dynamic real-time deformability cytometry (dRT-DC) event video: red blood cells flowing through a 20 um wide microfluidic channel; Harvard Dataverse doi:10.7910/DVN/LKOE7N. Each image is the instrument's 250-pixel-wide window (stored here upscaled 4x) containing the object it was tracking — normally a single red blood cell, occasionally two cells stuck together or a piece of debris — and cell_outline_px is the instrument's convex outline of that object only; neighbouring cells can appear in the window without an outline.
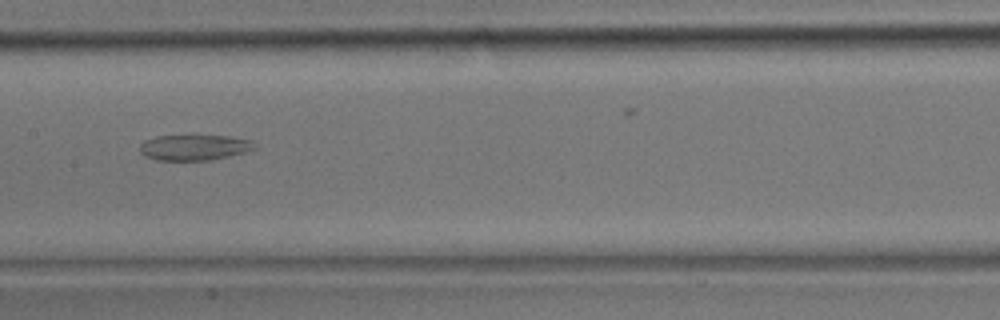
{"species": "common noctule bat (a hibernating species)", "species_latin": "Nyctalus noctula", "temperature_condition": "room temperature", "stored_images_in_passage": 41, "camera_frame_rate_fps": 3000, "um_per_image_px": 0.085, "animal": {"sex": "male", "body_mass_g": 17.9}, "frame": {"image": 1, "passage_image": 20, "time_ms": 6.333, "image_size_px": [1000, 320], "cell_outline_px": [[256, 148], [244, 152], [212, 160], [156, 160], [144, 156], [140, 152], [140, 144], [144, 140], [156, 136], [228, 136], [252, 140], [256, 144]], "centroid_in_image_um": [16.5, 12.53], "position_along_channel_um": 190.9, "area_um2": 17.11}}
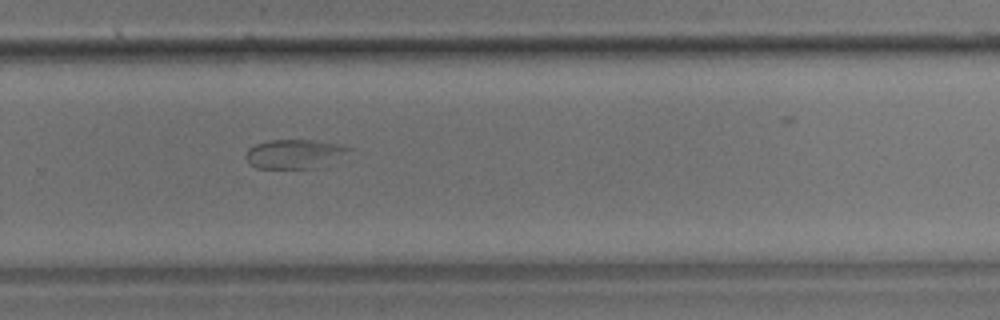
{"frame": {"image": 2, "passage_image": 27, "time_ms": 8.667, "image_size_px": [1000, 320], "cell_outline_px": [[356, 148], [316, 168], [256, 168], [244, 156], [244, 152], [248, 148], [256, 144], [268, 140], [312, 140], [340, 144]], "centroid_in_image_um": [24.99, 13.06], "position_along_channel_um": 304.8, "area_um2": 17.34}}
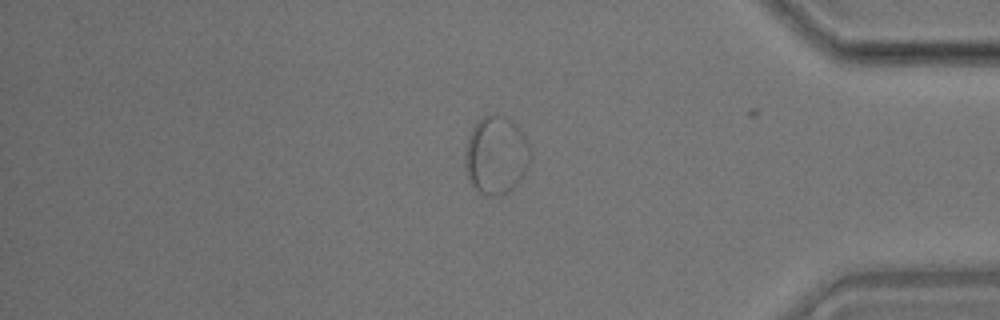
{"frame": {"image": 3, "passage_image": 34, "time_ms": 11.0, "image_size_px": [1000, 320], "cell_outline_px": [[532, 156], [528, 168], [524, 176], [516, 188], [500, 196], [488, 196], [480, 192], [472, 184], [468, 176], [464, 164], [464, 156], [468, 136], [472, 128], [484, 116], [504, 116], [516, 124], [528, 140], [532, 152]], "centroid_in_image_um": [42.22, 13.24], "position_along_channel_um": 393.0, "area_um2": 30.11}}